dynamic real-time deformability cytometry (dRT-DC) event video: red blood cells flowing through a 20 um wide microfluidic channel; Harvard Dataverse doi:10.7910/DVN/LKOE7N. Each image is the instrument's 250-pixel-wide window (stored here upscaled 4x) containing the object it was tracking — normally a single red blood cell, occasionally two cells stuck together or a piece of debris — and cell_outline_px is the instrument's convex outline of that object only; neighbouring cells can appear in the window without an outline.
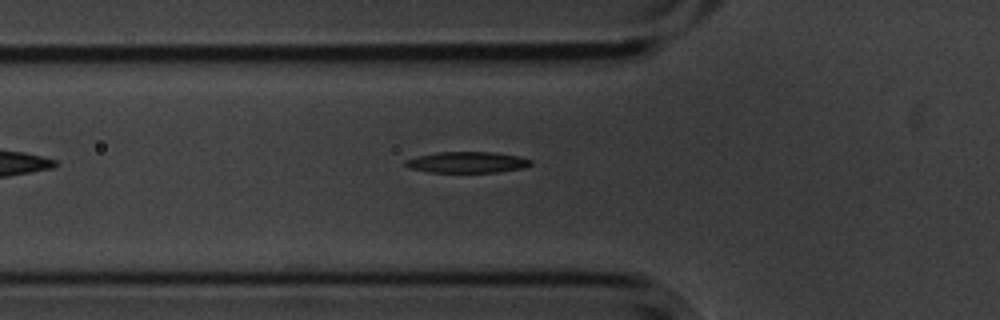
{"species": "common noctule bat (a hibernating species)", "species_latin": "Nyctalus noctula", "temperature_condition": "cold", "stored_images_in_passage": 35, "camera_frame_rate_fps": 3000, "um_per_image_px": 0.085, "animal": {"sex": "male", "body_mass_g": 20.1, "forearm_length_mm": 53.5}, "frame": {"image": 1, "passage_image": 2, "time_ms": 0.333, "image_size_px": [1000, 320], "cell_outline_px": [[532, 164], [524, 168], [496, 172], [432, 172], [408, 168], [404, 164], [404, 160], [420, 156], [440, 152], [496, 152], [520, 156], [532, 160]], "centroid_in_image_um": [39.75, 13.79], "position_along_channel_um": 86.0, "area_um2": 15.37}}
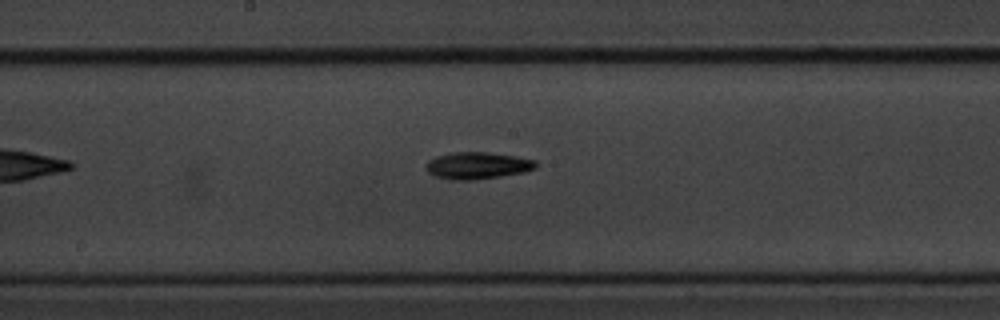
{"frame": {"image": 2, "passage_image": 12, "time_ms": 3.667, "image_size_px": [1000, 320], "cell_outline_px": [[536, 168], [524, 172], [500, 176], [472, 180], [448, 180], [436, 176], [428, 172], [424, 168], [424, 164], [428, 160], [436, 156], [452, 152], [488, 152], [536, 160]], "centroid_in_image_um": [40.52, 14.07], "position_along_channel_um": 207.7, "area_um2": 17.28}}
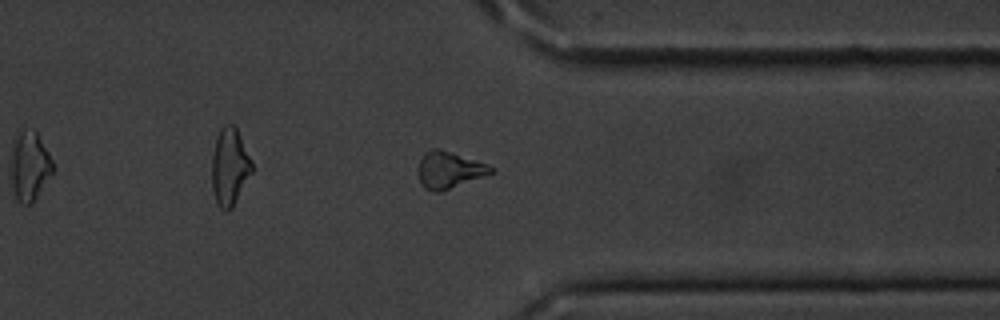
{"frame": {"image": 3, "passage_image": 26, "time_ms": 8.333, "image_size_px": [1000, 320], "cell_outline_px": [[492, 172], [484, 176], [440, 192], [432, 192], [424, 188], [420, 184], [416, 168], [424, 152], [432, 148], [440, 148], [476, 160], [492, 168]], "centroid_in_image_um": [38.08, 14.44], "position_along_channel_um": 373.3, "area_um2": 15.61}}